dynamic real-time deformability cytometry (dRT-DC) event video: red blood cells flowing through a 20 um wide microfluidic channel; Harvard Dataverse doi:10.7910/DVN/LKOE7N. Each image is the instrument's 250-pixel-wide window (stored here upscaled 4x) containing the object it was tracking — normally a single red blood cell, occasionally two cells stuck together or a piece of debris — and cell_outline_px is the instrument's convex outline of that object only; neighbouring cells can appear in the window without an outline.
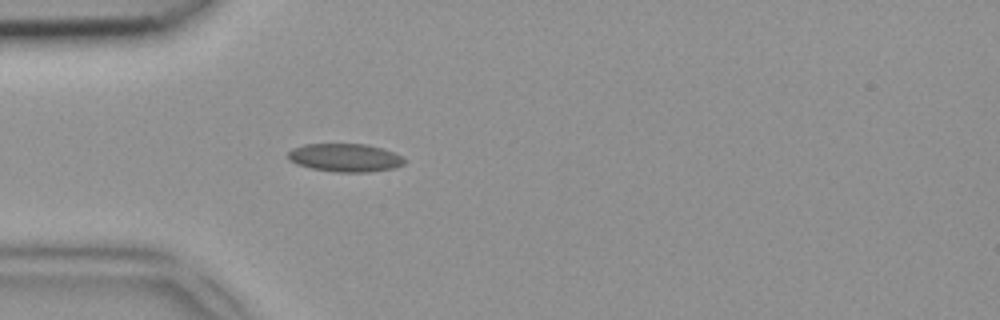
{"species": "common noctule bat (a hibernating species)", "species_latin": "Nyctalus noctula", "temperature_condition": "room temperature", "stored_images_in_passage": 31, "camera_frame_rate_fps": 3000, "um_per_image_px": 0.085, "animal": {"sex": "female", "body_mass_g": 18.4}, "frame": {"image": 1, "passage_image": 1, "time_ms": 0.0, "image_size_px": [1000, 320], "cell_outline_px": [[408, 160], [404, 164], [392, 168], [368, 172], [336, 172], [312, 168], [296, 164], [288, 160], [288, 152], [292, 148], [304, 144], [368, 144], [384, 148]], "centroid_in_image_um": [29.32, 13.39], "position_along_channel_um": 55.7, "area_um2": 19.19}}
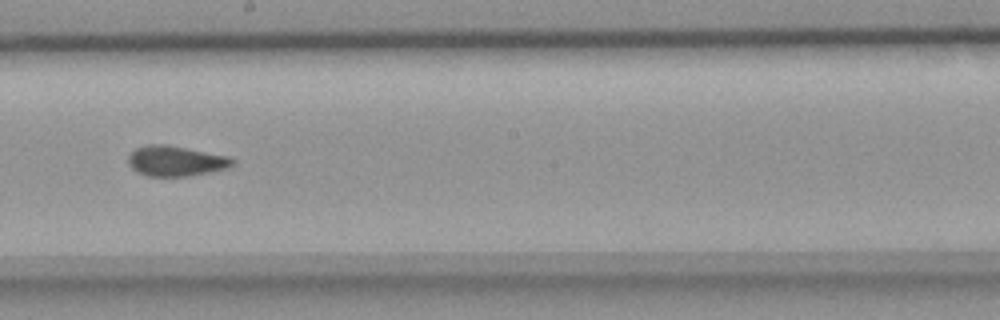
{"frame": {"image": 2, "passage_image": 14, "time_ms": 4.333, "image_size_px": [1000, 320], "cell_outline_px": [[236, 160], [232, 164], [224, 168], [208, 172], [188, 176], [148, 176], [136, 172], [128, 164], [128, 156], [136, 148], [148, 144], [168, 144], [228, 156]], "centroid_in_image_um": [14.89, 13.67], "position_along_channel_um": 233.3, "area_um2": 18.32}}
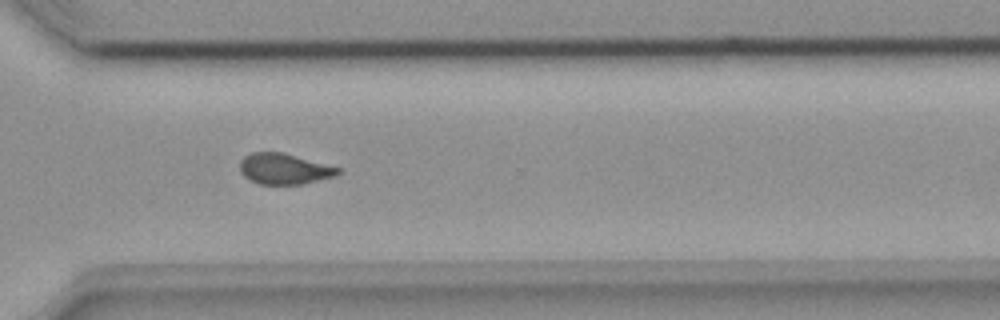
{"frame": {"image": 3, "passage_image": 22, "time_ms": 7.0, "image_size_px": [1000, 320], "cell_outline_px": [[340, 172], [336, 176], [304, 184], [260, 184], [248, 180], [240, 172], [240, 160], [244, 156], [252, 152], [280, 152], [340, 168]], "centroid_in_image_um": [24.12, 14.36], "position_along_channel_um": 346.5, "area_um2": 17.51}}